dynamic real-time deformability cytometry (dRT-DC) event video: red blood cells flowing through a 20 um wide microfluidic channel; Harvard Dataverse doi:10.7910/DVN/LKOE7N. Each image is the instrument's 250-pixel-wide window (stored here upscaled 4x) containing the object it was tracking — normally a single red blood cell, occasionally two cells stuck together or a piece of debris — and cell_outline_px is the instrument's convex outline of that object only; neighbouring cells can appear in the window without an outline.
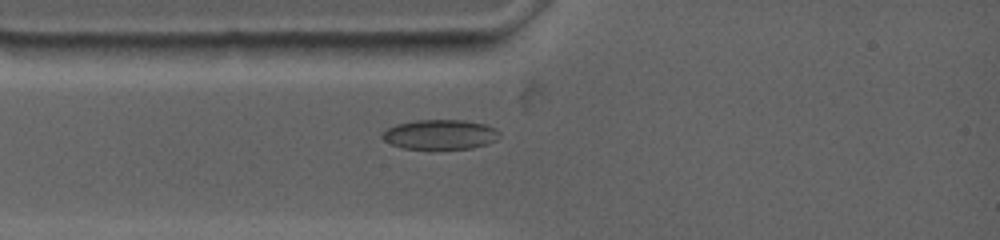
{"species": "common noctule bat (a hibernating species)", "species_latin": "Nyctalus noctula", "temperature_condition": "warm", "stored_images_in_passage": 35, "camera_frame_rate_fps": 4500, "um_per_image_px": 0.085, "animal": {"sex": "female", "body_mass_g": 19.0, "forearm_length_mm": 53.3}, "frame": {"image": 1, "passage_image": 2, "time_ms": 1.333, "image_size_px": [1000, 240], "cell_outline_px": [[500, 136], [496, 140], [472, 148], [404, 148], [392, 144], [384, 140], [380, 136], [380, 132], [396, 124], [416, 120], [464, 120], [484, 124], [496, 128], [500, 132]], "centroid_in_image_um": [37.39, 11.41], "position_along_channel_um": 47.6, "area_um2": 20.17}}
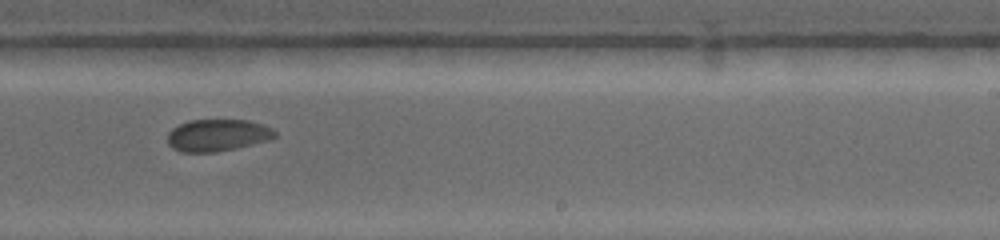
{"frame": {"image": 2, "passage_image": 15, "time_ms": 7.556, "image_size_px": [1000, 240], "cell_outline_px": [[276, 136], [268, 140], [236, 148], [216, 152], [180, 152], [172, 148], [168, 144], [168, 132], [172, 128], [188, 120], [248, 120], [264, 124], [272, 128], [276, 132]], "centroid_in_image_um": [18.48, 11.49], "position_along_channel_um": 270.5, "area_um2": 20.11}}
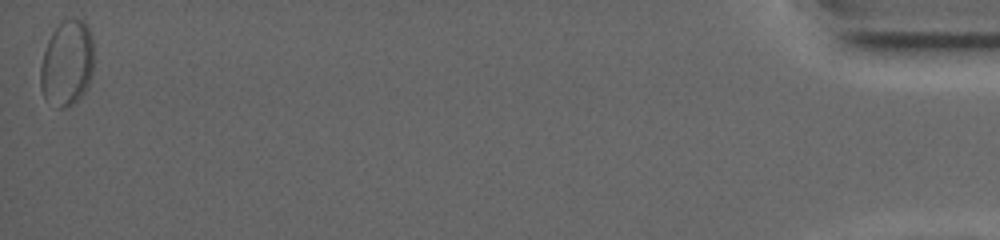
{"frame": {"image": 3, "passage_image": 35, "time_ms": 16.667, "image_size_px": [1000, 240], "cell_outline_px": [[92, 76], [88, 84], [80, 96], [72, 104], [64, 108], [56, 108], [44, 100], [40, 88], [40, 68], [44, 52], [48, 40], [52, 32], [60, 20], [84, 20], [88, 24], [92, 36]], "centroid_in_image_um": [5.67, 5.38], "position_along_channel_um": 429.5, "area_um2": 26.82}, "authors_computed_cell_mechanics": {"area_um2": 20.8658, "velocity_mm_per_s": 3.5792, "shape_relaxation_time_tau1_ms": 2.5789, "shape_relaxation_time_tau2_ms": 2.7323, "deformation_change_tau1": 0.0535, "deformation_change_tau2": 0.0458}}